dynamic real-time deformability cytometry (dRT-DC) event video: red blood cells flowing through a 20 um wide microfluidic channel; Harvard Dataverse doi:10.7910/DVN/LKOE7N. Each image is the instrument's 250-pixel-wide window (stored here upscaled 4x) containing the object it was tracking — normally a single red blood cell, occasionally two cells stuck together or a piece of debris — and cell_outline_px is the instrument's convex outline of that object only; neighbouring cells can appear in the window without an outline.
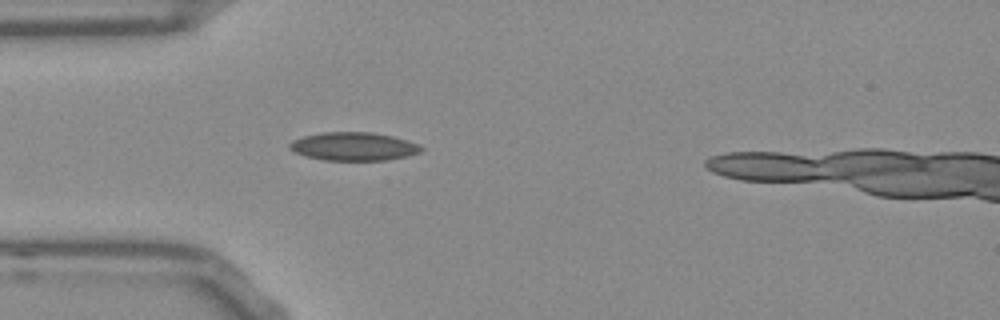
{"species": "Egyptian fruit bat (a non-hibernating species)", "species_latin": "Rousettus aegyptiacus", "temperature_condition": "room temperature", "stored_images_in_passage": 34, "camera_frame_rate_fps": 3000, "um_per_image_px": 0.085, "frame": {"image": 1, "passage_image": 1, "time_ms": 0.0, "image_size_px": [1000, 320], "cell_outline_px": [[424, 148], [420, 152], [408, 156], [388, 160], [324, 160], [308, 156], [296, 152], [288, 148], [288, 144], [292, 140], [304, 136], [324, 132], [372, 132], [392, 136], [420, 144]], "centroid_in_image_um": [30.09, 12.44], "position_along_channel_um": 54.9, "area_um2": 21.68}}
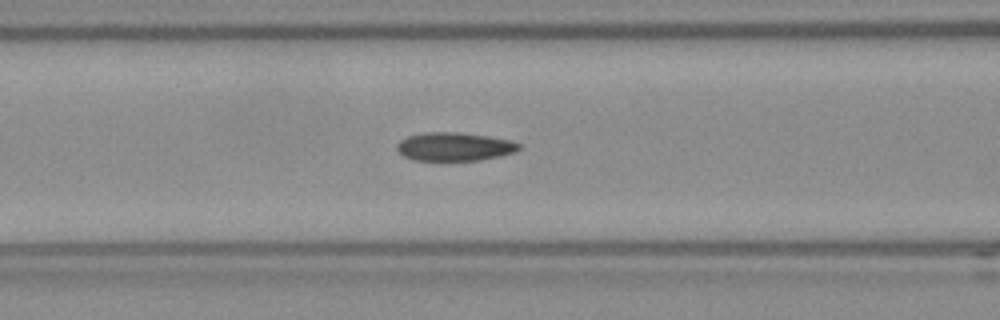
{"frame": {"image": 2, "passage_image": 7, "time_ms": 2.0, "image_size_px": [1000, 320], "cell_outline_px": [[520, 148], [516, 152], [500, 156], [480, 160], [412, 160], [404, 156], [396, 148], [396, 144], [400, 140], [408, 136], [424, 132], [456, 132], [488, 136], [508, 140], [520, 144]], "centroid_in_image_um": [38.61, 12.46], "position_along_channel_um": 128.0, "area_um2": 20.17}}
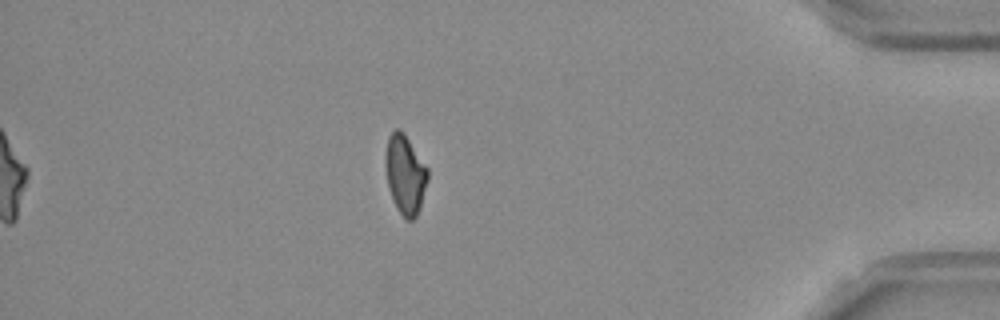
{"frame": {"image": 3, "passage_image": 32, "time_ms": 10.333, "image_size_px": [1000, 320], "cell_outline_px": [[428, 180], [420, 208], [416, 216], [412, 220], [404, 220], [396, 208], [388, 188], [384, 160], [384, 156], [388, 136], [396, 128], [400, 128], [404, 132], [428, 168]], "centroid_in_image_um": [34.43, 14.82], "position_along_channel_um": 400.8, "area_um2": 19.88}}